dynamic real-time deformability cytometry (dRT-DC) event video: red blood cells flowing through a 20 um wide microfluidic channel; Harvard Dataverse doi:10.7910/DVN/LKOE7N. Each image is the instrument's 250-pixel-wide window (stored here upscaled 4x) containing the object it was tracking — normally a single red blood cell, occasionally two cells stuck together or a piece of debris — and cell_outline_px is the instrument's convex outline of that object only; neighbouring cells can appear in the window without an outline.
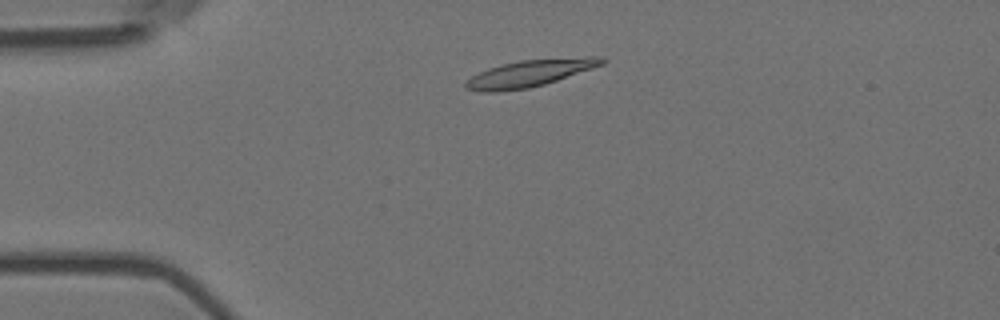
{"species": "Egyptian fruit bat (a non-hibernating species)", "species_latin": "Rousettus aegyptiacus", "temperature_condition": "room temperature", "stored_images_in_passage": 1, "camera_frame_rate_fps": 3000, "um_per_image_px": 0.085, "animal": {"sex": "female"}, "frame": {"image": 1, "passage_image": 1, "time_ms": 0.0, "image_size_px": [1000, 320], "cell_outline_px": [[608, 60], [604, 64], [544, 84], [528, 88], [500, 92], [480, 92], [464, 88], [464, 84], [472, 76], [488, 68], [520, 60], [588, 56], [604, 56]], "centroid_in_image_um": [45.06, 6.22], "position_along_channel_um": 39.9, "area_um2": 21.33}}